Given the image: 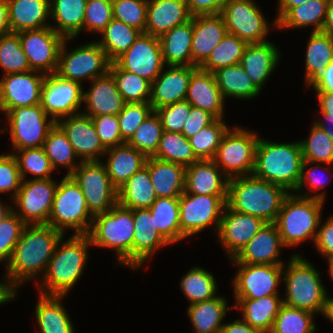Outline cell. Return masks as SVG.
Instances as JSON below:
<instances>
[{"label": "cell", "instance_id": "cell-1", "mask_svg": "<svg viewBox=\"0 0 333 333\" xmlns=\"http://www.w3.org/2000/svg\"><path fill=\"white\" fill-rule=\"evenodd\" d=\"M62 236L64 235L61 232L47 224L24 227L3 277L15 298L20 285L44 275Z\"/></svg>", "mask_w": 333, "mask_h": 333}, {"label": "cell", "instance_id": "cell-6", "mask_svg": "<svg viewBox=\"0 0 333 333\" xmlns=\"http://www.w3.org/2000/svg\"><path fill=\"white\" fill-rule=\"evenodd\" d=\"M325 202L289 193L281 206L275 224L285 247H294L316 238Z\"/></svg>", "mask_w": 333, "mask_h": 333}, {"label": "cell", "instance_id": "cell-43", "mask_svg": "<svg viewBox=\"0 0 333 333\" xmlns=\"http://www.w3.org/2000/svg\"><path fill=\"white\" fill-rule=\"evenodd\" d=\"M305 52V83L308 86L333 59V36L311 32Z\"/></svg>", "mask_w": 333, "mask_h": 333}, {"label": "cell", "instance_id": "cell-60", "mask_svg": "<svg viewBox=\"0 0 333 333\" xmlns=\"http://www.w3.org/2000/svg\"><path fill=\"white\" fill-rule=\"evenodd\" d=\"M152 111L150 102L125 103L123 110L117 115L120 134L125 142L131 139L137 128Z\"/></svg>", "mask_w": 333, "mask_h": 333}, {"label": "cell", "instance_id": "cell-68", "mask_svg": "<svg viewBox=\"0 0 333 333\" xmlns=\"http://www.w3.org/2000/svg\"><path fill=\"white\" fill-rule=\"evenodd\" d=\"M308 87H313L316 92L333 93V59Z\"/></svg>", "mask_w": 333, "mask_h": 333}, {"label": "cell", "instance_id": "cell-75", "mask_svg": "<svg viewBox=\"0 0 333 333\" xmlns=\"http://www.w3.org/2000/svg\"><path fill=\"white\" fill-rule=\"evenodd\" d=\"M314 123L323 129L324 132L327 133L333 141V127H331L333 126V119H319L317 121L314 120Z\"/></svg>", "mask_w": 333, "mask_h": 333}, {"label": "cell", "instance_id": "cell-23", "mask_svg": "<svg viewBox=\"0 0 333 333\" xmlns=\"http://www.w3.org/2000/svg\"><path fill=\"white\" fill-rule=\"evenodd\" d=\"M284 247L276 224L266 223L230 260L233 263L284 265L280 260Z\"/></svg>", "mask_w": 333, "mask_h": 333}, {"label": "cell", "instance_id": "cell-71", "mask_svg": "<svg viewBox=\"0 0 333 333\" xmlns=\"http://www.w3.org/2000/svg\"><path fill=\"white\" fill-rule=\"evenodd\" d=\"M308 0H278V13L275 18V22L273 21L272 25L274 28H277V22L291 9L296 6H299Z\"/></svg>", "mask_w": 333, "mask_h": 333}, {"label": "cell", "instance_id": "cell-17", "mask_svg": "<svg viewBox=\"0 0 333 333\" xmlns=\"http://www.w3.org/2000/svg\"><path fill=\"white\" fill-rule=\"evenodd\" d=\"M238 270L232 281L234 298L259 299L280 295L283 265L234 263Z\"/></svg>", "mask_w": 333, "mask_h": 333}, {"label": "cell", "instance_id": "cell-51", "mask_svg": "<svg viewBox=\"0 0 333 333\" xmlns=\"http://www.w3.org/2000/svg\"><path fill=\"white\" fill-rule=\"evenodd\" d=\"M230 126L223 119H216L212 124L199 130L189 138L193 153L198 160H213L223 136Z\"/></svg>", "mask_w": 333, "mask_h": 333}, {"label": "cell", "instance_id": "cell-65", "mask_svg": "<svg viewBox=\"0 0 333 333\" xmlns=\"http://www.w3.org/2000/svg\"><path fill=\"white\" fill-rule=\"evenodd\" d=\"M216 119L217 118L208 111L191 106L182 134L189 139L202 128L212 124Z\"/></svg>", "mask_w": 333, "mask_h": 333}, {"label": "cell", "instance_id": "cell-66", "mask_svg": "<svg viewBox=\"0 0 333 333\" xmlns=\"http://www.w3.org/2000/svg\"><path fill=\"white\" fill-rule=\"evenodd\" d=\"M322 217L319 222L316 238L314 241V248L318 253L326 257V259L333 257V215L323 223ZM323 223V224H322ZM322 224V225H321Z\"/></svg>", "mask_w": 333, "mask_h": 333}, {"label": "cell", "instance_id": "cell-67", "mask_svg": "<svg viewBox=\"0 0 333 333\" xmlns=\"http://www.w3.org/2000/svg\"><path fill=\"white\" fill-rule=\"evenodd\" d=\"M191 16L220 14L226 0H185Z\"/></svg>", "mask_w": 333, "mask_h": 333}, {"label": "cell", "instance_id": "cell-53", "mask_svg": "<svg viewBox=\"0 0 333 333\" xmlns=\"http://www.w3.org/2000/svg\"><path fill=\"white\" fill-rule=\"evenodd\" d=\"M23 180H26V174L33 176V180L52 178L54 168L46 156L43 147L25 148L18 151H12ZM32 174V175H31Z\"/></svg>", "mask_w": 333, "mask_h": 333}, {"label": "cell", "instance_id": "cell-54", "mask_svg": "<svg viewBox=\"0 0 333 333\" xmlns=\"http://www.w3.org/2000/svg\"><path fill=\"white\" fill-rule=\"evenodd\" d=\"M304 161L333 164V141L314 122L306 140L299 141Z\"/></svg>", "mask_w": 333, "mask_h": 333}, {"label": "cell", "instance_id": "cell-10", "mask_svg": "<svg viewBox=\"0 0 333 333\" xmlns=\"http://www.w3.org/2000/svg\"><path fill=\"white\" fill-rule=\"evenodd\" d=\"M73 40L74 38H65L60 49L56 74L81 84L84 80L92 81L109 72L111 61L96 41L67 51V42Z\"/></svg>", "mask_w": 333, "mask_h": 333}, {"label": "cell", "instance_id": "cell-69", "mask_svg": "<svg viewBox=\"0 0 333 333\" xmlns=\"http://www.w3.org/2000/svg\"><path fill=\"white\" fill-rule=\"evenodd\" d=\"M219 333H261L258 329L246 323L243 319H235L234 322L224 323Z\"/></svg>", "mask_w": 333, "mask_h": 333}, {"label": "cell", "instance_id": "cell-62", "mask_svg": "<svg viewBox=\"0 0 333 333\" xmlns=\"http://www.w3.org/2000/svg\"><path fill=\"white\" fill-rule=\"evenodd\" d=\"M190 108L191 105L185 100L160 107L155 111L160 117L164 131L182 133Z\"/></svg>", "mask_w": 333, "mask_h": 333}, {"label": "cell", "instance_id": "cell-49", "mask_svg": "<svg viewBox=\"0 0 333 333\" xmlns=\"http://www.w3.org/2000/svg\"><path fill=\"white\" fill-rule=\"evenodd\" d=\"M246 46L244 40L226 33L200 68L214 73L219 68L240 64Z\"/></svg>", "mask_w": 333, "mask_h": 333}, {"label": "cell", "instance_id": "cell-18", "mask_svg": "<svg viewBox=\"0 0 333 333\" xmlns=\"http://www.w3.org/2000/svg\"><path fill=\"white\" fill-rule=\"evenodd\" d=\"M18 34L31 70L45 75L55 73L65 38L51 27L25 30Z\"/></svg>", "mask_w": 333, "mask_h": 333}, {"label": "cell", "instance_id": "cell-38", "mask_svg": "<svg viewBox=\"0 0 333 333\" xmlns=\"http://www.w3.org/2000/svg\"><path fill=\"white\" fill-rule=\"evenodd\" d=\"M228 301L224 296H216L213 299L189 305L187 315L191 320L194 333H219L224 325L222 322L227 314Z\"/></svg>", "mask_w": 333, "mask_h": 333}, {"label": "cell", "instance_id": "cell-56", "mask_svg": "<svg viewBox=\"0 0 333 333\" xmlns=\"http://www.w3.org/2000/svg\"><path fill=\"white\" fill-rule=\"evenodd\" d=\"M0 67L3 75L31 70L18 33L10 32L0 37Z\"/></svg>", "mask_w": 333, "mask_h": 333}, {"label": "cell", "instance_id": "cell-4", "mask_svg": "<svg viewBox=\"0 0 333 333\" xmlns=\"http://www.w3.org/2000/svg\"><path fill=\"white\" fill-rule=\"evenodd\" d=\"M282 275L286 287L284 305L324 316L329 295L311 261L294 253L283 265Z\"/></svg>", "mask_w": 333, "mask_h": 333}, {"label": "cell", "instance_id": "cell-35", "mask_svg": "<svg viewBox=\"0 0 333 333\" xmlns=\"http://www.w3.org/2000/svg\"><path fill=\"white\" fill-rule=\"evenodd\" d=\"M193 16L159 37L165 66H192Z\"/></svg>", "mask_w": 333, "mask_h": 333}, {"label": "cell", "instance_id": "cell-58", "mask_svg": "<svg viewBox=\"0 0 333 333\" xmlns=\"http://www.w3.org/2000/svg\"><path fill=\"white\" fill-rule=\"evenodd\" d=\"M113 18L145 33L147 0H112Z\"/></svg>", "mask_w": 333, "mask_h": 333}, {"label": "cell", "instance_id": "cell-74", "mask_svg": "<svg viewBox=\"0 0 333 333\" xmlns=\"http://www.w3.org/2000/svg\"><path fill=\"white\" fill-rule=\"evenodd\" d=\"M15 294L7 287L5 281L0 282V305L12 301Z\"/></svg>", "mask_w": 333, "mask_h": 333}, {"label": "cell", "instance_id": "cell-34", "mask_svg": "<svg viewBox=\"0 0 333 333\" xmlns=\"http://www.w3.org/2000/svg\"><path fill=\"white\" fill-rule=\"evenodd\" d=\"M145 166L148 168L157 198H180L184 193L185 166L154 157H147Z\"/></svg>", "mask_w": 333, "mask_h": 333}, {"label": "cell", "instance_id": "cell-13", "mask_svg": "<svg viewBox=\"0 0 333 333\" xmlns=\"http://www.w3.org/2000/svg\"><path fill=\"white\" fill-rule=\"evenodd\" d=\"M227 196L183 193L179 198L181 240L201 233L208 227L219 229Z\"/></svg>", "mask_w": 333, "mask_h": 333}, {"label": "cell", "instance_id": "cell-16", "mask_svg": "<svg viewBox=\"0 0 333 333\" xmlns=\"http://www.w3.org/2000/svg\"><path fill=\"white\" fill-rule=\"evenodd\" d=\"M83 92L82 84L64 79L56 73L48 74L42 84L40 105L57 122L81 113Z\"/></svg>", "mask_w": 333, "mask_h": 333}, {"label": "cell", "instance_id": "cell-41", "mask_svg": "<svg viewBox=\"0 0 333 333\" xmlns=\"http://www.w3.org/2000/svg\"><path fill=\"white\" fill-rule=\"evenodd\" d=\"M213 74L224 100L227 97L253 99L261 92L240 64L219 68Z\"/></svg>", "mask_w": 333, "mask_h": 333}, {"label": "cell", "instance_id": "cell-39", "mask_svg": "<svg viewBox=\"0 0 333 333\" xmlns=\"http://www.w3.org/2000/svg\"><path fill=\"white\" fill-rule=\"evenodd\" d=\"M87 0H50L51 28L64 38H75L83 30Z\"/></svg>", "mask_w": 333, "mask_h": 333}, {"label": "cell", "instance_id": "cell-8", "mask_svg": "<svg viewBox=\"0 0 333 333\" xmlns=\"http://www.w3.org/2000/svg\"><path fill=\"white\" fill-rule=\"evenodd\" d=\"M59 182L47 225L63 235L69 228L74 230V235L89 234L94 217L87 208L81 188L70 175H65Z\"/></svg>", "mask_w": 333, "mask_h": 333}, {"label": "cell", "instance_id": "cell-63", "mask_svg": "<svg viewBox=\"0 0 333 333\" xmlns=\"http://www.w3.org/2000/svg\"><path fill=\"white\" fill-rule=\"evenodd\" d=\"M22 180L17 161L12 153L0 154V194L11 192L10 199L12 200L18 192Z\"/></svg>", "mask_w": 333, "mask_h": 333}, {"label": "cell", "instance_id": "cell-37", "mask_svg": "<svg viewBox=\"0 0 333 333\" xmlns=\"http://www.w3.org/2000/svg\"><path fill=\"white\" fill-rule=\"evenodd\" d=\"M35 306V318L39 333H75L72 320L62 304L65 295L39 293Z\"/></svg>", "mask_w": 333, "mask_h": 333}, {"label": "cell", "instance_id": "cell-52", "mask_svg": "<svg viewBox=\"0 0 333 333\" xmlns=\"http://www.w3.org/2000/svg\"><path fill=\"white\" fill-rule=\"evenodd\" d=\"M315 314L282 305L269 333H316Z\"/></svg>", "mask_w": 333, "mask_h": 333}, {"label": "cell", "instance_id": "cell-3", "mask_svg": "<svg viewBox=\"0 0 333 333\" xmlns=\"http://www.w3.org/2000/svg\"><path fill=\"white\" fill-rule=\"evenodd\" d=\"M289 193L284 187L254 175L235 177L229 179L226 205L233 211L275 223Z\"/></svg>", "mask_w": 333, "mask_h": 333}, {"label": "cell", "instance_id": "cell-45", "mask_svg": "<svg viewBox=\"0 0 333 333\" xmlns=\"http://www.w3.org/2000/svg\"><path fill=\"white\" fill-rule=\"evenodd\" d=\"M43 148L54 170L61 166L67 168L66 175H70L81 163V161L76 162L79 158L67 135L57 123L50 129Z\"/></svg>", "mask_w": 333, "mask_h": 333}, {"label": "cell", "instance_id": "cell-46", "mask_svg": "<svg viewBox=\"0 0 333 333\" xmlns=\"http://www.w3.org/2000/svg\"><path fill=\"white\" fill-rule=\"evenodd\" d=\"M140 33L136 28L113 18L100 33L101 40L96 42L106 52L108 59L114 62L130 48Z\"/></svg>", "mask_w": 333, "mask_h": 333}, {"label": "cell", "instance_id": "cell-7", "mask_svg": "<svg viewBox=\"0 0 333 333\" xmlns=\"http://www.w3.org/2000/svg\"><path fill=\"white\" fill-rule=\"evenodd\" d=\"M134 232L133 210L117 203L109 211L93 218L88 235L93 247L115 250L116 264L132 269Z\"/></svg>", "mask_w": 333, "mask_h": 333}, {"label": "cell", "instance_id": "cell-50", "mask_svg": "<svg viewBox=\"0 0 333 333\" xmlns=\"http://www.w3.org/2000/svg\"><path fill=\"white\" fill-rule=\"evenodd\" d=\"M109 72L115 78L118 91L125 103L149 102L151 82L134 73L122 70L115 62H111Z\"/></svg>", "mask_w": 333, "mask_h": 333}, {"label": "cell", "instance_id": "cell-21", "mask_svg": "<svg viewBox=\"0 0 333 333\" xmlns=\"http://www.w3.org/2000/svg\"><path fill=\"white\" fill-rule=\"evenodd\" d=\"M265 224L259 217L233 211L225 205L216 236L228 259H233Z\"/></svg>", "mask_w": 333, "mask_h": 333}, {"label": "cell", "instance_id": "cell-5", "mask_svg": "<svg viewBox=\"0 0 333 333\" xmlns=\"http://www.w3.org/2000/svg\"><path fill=\"white\" fill-rule=\"evenodd\" d=\"M303 161L299 141L277 143L260 137L252 175L291 193L299 184Z\"/></svg>", "mask_w": 333, "mask_h": 333}, {"label": "cell", "instance_id": "cell-9", "mask_svg": "<svg viewBox=\"0 0 333 333\" xmlns=\"http://www.w3.org/2000/svg\"><path fill=\"white\" fill-rule=\"evenodd\" d=\"M259 137L243 127L230 128L223 136L213 158L229 178L252 175Z\"/></svg>", "mask_w": 333, "mask_h": 333}, {"label": "cell", "instance_id": "cell-64", "mask_svg": "<svg viewBox=\"0 0 333 333\" xmlns=\"http://www.w3.org/2000/svg\"><path fill=\"white\" fill-rule=\"evenodd\" d=\"M92 122L101 143L106 149L126 143L120 134L117 115L94 116Z\"/></svg>", "mask_w": 333, "mask_h": 333}, {"label": "cell", "instance_id": "cell-12", "mask_svg": "<svg viewBox=\"0 0 333 333\" xmlns=\"http://www.w3.org/2000/svg\"><path fill=\"white\" fill-rule=\"evenodd\" d=\"M70 176L81 188L93 217L109 211L118 203V190L109 179L102 161L81 162Z\"/></svg>", "mask_w": 333, "mask_h": 333}, {"label": "cell", "instance_id": "cell-40", "mask_svg": "<svg viewBox=\"0 0 333 333\" xmlns=\"http://www.w3.org/2000/svg\"><path fill=\"white\" fill-rule=\"evenodd\" d=\"M156 199L157 195L146 166L118 189V204L128 209H149Z\"/></svg>", "mask_w": 333, "mask_h": 333}, {"label": "cell", "instance_id": "cell-30", "mask_svg": "<svg viewBox=\"0 0 333 333\" xmlns=\"http://www.w3.org/2000/svg\"><path fill=\"white\" fill-rule=\"evenodd\" d=\"M280 56V51L273 42L247 44L240 65L261 91L276 70Z\"/></svg>", "mask_w": 333, "mask_h": 333}, {"label": "cell", "instance_id": "cell-26", "mask_svg": "<svg viewBox=\"0 0 333 333\" xmlns=\"http://www.w3.org/2000/svg\"><path fill=\"white\" fill-rule=\"evenodd\" d=\"M91 82V87L83 92L84 115L94 117L101 115H118L125 105L122 95L118 91L113 75L108 72Z\"/></svg>", "mask_w": 333, "mask_h": 333}, {"label": "cell", "instance_id": "cell-11", "mask_svg": "<svg viewBox=\"0 0 333 333\" xmlns=\"http://www.w3.org/2000/svg\"><path fill=\"white\" fill-rule=\"evenodd\" d=\"M6 121L9 128L0 129V132L9 129L12 149L18 151L25 148L43 147L50 129L56 121L49 118L40 104L30 107H18L8 110ZM49 118V119H48Z\"/></svg>", "mask_w": 333, "mask_h": 333}, {"label": "cell", "instance_id": "cell-20", "mask_svg": "<svg viewBox=\"0 0 333 333\" xmlns=\"http://www.w3.org/2000/svg\"><path fill=\"white\" fill-rule=\"evenodd\" d=\"M40 73V74H39ZM45 74L30 70L2 75L0 79V112L40 104Z\"/></svg>", "mask_w": 333, "mask_h": 333}, {"label": "cell", "instance_id": "cell-73", "mask_svg": "<svg viewBox=\"0 0 333 333\" xmlns=\"http://www.w3.org/2000/svg\"><path fill=\"white\" fill-rule=\"evenodd\" d=\"M321 32L333 36V0L328 3L326 18Z\"/></svg>", "mask_w": 333, "mask_h": 333}, {"label": "cell", "instance_id": "cell-2", "mask_svg": "<svg viewBox=\"0 0 333 333\" xmlns=\"http://www.w3.org/2000/svg\"><path fill=\"white\" fill-rule=\"evenodd\" d=\"M63 237L57 243L41 282H36L40 294L66 296L84 273L88 250L92 246L89 235L73 234L65 241Z\"/></svg>", "mask_w": 333, "mask_h": 333}, {"label": "cell", "instance_id": "cell-25", "mask_svg": "<svg viewBox=\"0 0 333 333\" xmlns=\"http://www.w3.org/2000/svg\"><path fill=\"white\" fill-rule=\"evenodd\" d=\"M133 221L132 269L136 270L142 268L156 250L170 244L157 231L149 209L133 210Z\"/></svg>", "mask_w": 333, "mask_h": 333}, {"label": "cell", "instance_id": "cell-78", "mask_svg": "<svg viewBox=\"0 0 333 333\" xmlns=\"http://www.w3.org/2000/svg\"><path fill=\"white\" fill-rule=\"evenodd\" d=\"M328 262V274L330 275V278L333 280V257H330L326 259Z\"/></svg>", "mask_w": 333, "mask_h": 333}, {"label": "cell", "instance_id": "cell-15", "mask_svg": "<svg viewBox=\"0 0 333 333\" xmlns=\"http://www.w3.org/2000/svg\"><path fill=\"white\" fill-rule=\"evenodd\" d=\"M220 15L227 33L237 36L247 44L269 41L266 37L270 24L253 0H226Z\"/></svg>", "mask_w": 333, "mask_h": 333}, {"label": "cell", "instance_id": "cell-59", "mask_svg": "<svg viewBox=\"0 0 333 333\" xmlns=\"http://www.w3.org/2000/svg\"><path fill=\"white\" fill-rule=\"evenodd\" d=\"M26 224L12 210L0 221V263L6 266Z\"/></svg>", "mask_w": 333, "mask_h": 333}, {"label": "cell", "instance_id": "cell-72", "mask_svg": "<svg viewBox=\"0 0 333 333\" xmlns=\"http://www.w3.org/2000/svg\"><path fill=\"white\" fill-rule=\"evenodd\" d=\"M10 32L8 2L7 0H0V37Z\"/></svg>", "mask_w": 333, "mask_h": 333}, {"label": "cell", "instance_id": "cell-57", "mask_svg": "<svg viewBox=\"0 0 333 333\" xmlns=\"http://www.w3.org/2000/svg\"><path fill=\"white\" fill-rule=\"evenodd\" d=\"M325 166H327V167H325ZM330 167L332 168V164H323L322 163V165H321V163H316V162L312 163L310 161H303L300 181L293 193H296L297 195H300L302 197L317 199V200H321L324 202L325 198H326V196H325L326 193L324 191L322 193L320 191H319V193H316V192L328 184V182L325 181V179H327V178L326 177L324 178V176H327L326 174H324V171H325V173H328ZM319 169H320V172H323L322 175L320 174ZM305 185H307V187L309 188V192H306V193L302 192ZM314 191H315V193H314ZM300 192H302V193H300Z\"/></svg>", "mask_w": 333, "mask_h": 333}, {"label": "cell", "instance_id": "cell-48", "mask_svg": "<svg viewBox=\"0 0 333 333\" xmlns=\"http://www.w3.org/2000/svg\"><path fill=\"white\" fill-rule=\"evenodd\" d=\"M156 159L181 164L185 167L198 161L189 139L182 133L163 131L155 155Z\"/></svg>", "mask_w": 333, "mask_h": 333}, {"label": "cell", "instance_id": "cell-47", "mask_svg": "<svg viewBox=\"0 0 333 333\" xmlns=\"http://www.w3.org/2000/svg\"><path fill=\"white\" fill-rule=\"evenodd\" d=\"M217 288L213 274L200 266L192 267L180 280V290L188 299L189 305L218 296Z\"/></svg>", "mask_w": 333, "mask_h": 333}, {"label": "cell", "instance_id": "cell-55", "mask_svg": "<svg viewBox=\"0 0 333 333\" xmlns=\"http://www.w3.org/2000/svg\"><path fill=\"white\" fill-rule=\"evenodd\" d=\"M163 131L160 117L156 111H152L127 143L142 152L146 157H153Z\"/></svg>", "mask_w": 333, "mask_h": 333}, {"label": "cell", "instance_id": "cell-24", "mask_svg": "<svg viewBox=\"0 0 333 333\" xmlns=\"http://www.w3.org/2000/svg\"><path fill=\"white\" fill-rule=\"evenodd\" d=\"M197 67L168 66L151 83L150 104L153 111L156 109L185 101L192 72Z\"/></svg>", "mask_w": 333, "mask_h": 333}, {"label": "cell", "instance_id": "cell-44", "mask_svg": "<svg viewBox=\"0 0 333 333\" xmlns=\"http://www.w3.org/2000/svg\"><path fill=\"white\" fill-rule=\"evenodd\" d=\"M149 210L160 235L169 244L179 242L181 240L179 198H157Z\"/></svg>", "mask_w": 333, "mask_h": 333}, {"label": "cell", "instance_id": "cell-77", "mask_svg": "<svg viewBox=\"0 0 333 333\" xmlns=\"http://www.w3.org/2000/svg\"><path fill=\"white\" fill-rule=\"evenodd\" d=\"M12 203L4 205L0 200V221L12 211Z\"/></svg>", "mask_w": 333, "mask_h": 333}, {"label": "cell", "instance_id": "cell-36", "mask_svg": "<svg viewBox=\"0 0 333 333\" xmlns=\"http://www.w3.org/2000/svg\"><path fill=\"white\" fill-rule=\"evenodd\" d=\"M280 295H268L259 299L234 298L233 309L242 311V319L258 329L261 333H269L273 322L283 305Z\"/></svg>", "mask_w": 333, "mask_h": 333}, {"label": "cell", "instance_id": "cell-42", "mask_svg": "<svg viewBox=\"0 0 333 333\" xmlns=\"http://www.w3.org/2000/svg\"><path fill=\"white\" fill-rule=\"evenodd\" d=\"M330 0H308L291 8L278 22L277 29H296L312 26L311 32H321Z\"/></svg>", "mask_w": 333, "mask_h": 333}, {"label": "cell", "instance_id": "cell-22", "mask_svg": "<svg viewBox=\"0 0 333 333\" xmlns=\"http://www.w3.org/2000/svg\"><path fill=\"white\" fill-rule=\"evenodd\" d=\"M56 123L67 135L79 161H101L107 149L99 139L92 117L79 113L61 118Z\"/></svg>", "mask_w": 333, "mask_h": 333}, {"label": "cell", "instance_id": "cell-29", "mask_svg": "<svg viewBox=\"0 0 333 333\" xmlns=\"http://www.w3.org/2000/svg\"><path fill=\"white\" fill-rule=\"evenodd\" d=\"M226 33L220 14L193 16L192 67H200Z\"/></svg>", "mask_w": 333, "mask_h": 333}, {"label": "cell", "instance_id": "cell-70", "mask_svg": "<svg viewBox=\"0 0 333 333\" xmlns=\"http://www.w3.org/2000/svg\"><path fill=\"white\" fill-rule=\"evenodd\" d=\"M322 119H333V93L316 92Z\"/></svg>", "mask_w": 333, "mask_h": 333}, {"label": "cell", "instance_id": "cell-28", "mask_svg": "<svg viewBox=\"0 0 333 333\" xmlns=\"http://www.w3.org/2000/svg\"><path fill=\"white\" fill-rule=\"evenodd\" d=\"M185 100L191 106L208 111L217 119H223L225 100L213 73L197 67L191 74Z\"/></svg>", "mask_w": 333, "mask_h": 333}, {"label": "cell", "instance_id": "cell-33", "mask_svg": "<svg viewBox=\"0 0 333 333\" xmlns=\"http://www.w3.org/2000/svg\"><path fill=\"white\" fill-rule=\"evenodd\" d=\"M10 30L18 33L50 27V0H7Z\"/></svg>", "mask_w": 333, "mask_h": 333}, {"label": "cell", "instance_id": "cell-31", "mask_svg": "<svg viewBox=\"0 0 333 333\" xmlns=\"http://www.w3.org/2000/svg\"><path fill=\"white\" fill-rule=\"evenodd\" d=\"M191 17L185 0H147L145 33L160 37Z\"/></svg>", "mask_w": 333, "mask_h": 333}, {"label": "cell", "instance_id": "cell-27", "mask_svg": "<svg viewBox=\"0 0 333 333\" xmlns=\"http://www.w3.org/2000/svg\"><path fill=\"white\" fill-rule=\"evenodd\" d=\"M229 178L213 160H198L185 170V193L228 196Z\"/></svg>", "mask_w": 333, "mask_h": 333}, {"label": "cell", "instance_id": "cell-61", "mask_svg": "<svg viewBox=\"0 0 333 333\" xmlns=\"http://www.w3.org/2000/svg\"><path fill=\"white\" fill-rule=\"evenodd\" d=\"M112 19V0H87L83 30L99 34Z\"/></svg>", "mask_w": 333, "mask_h": 333}, {"label": "cell", "instance_id": "cell-32", "mask_svg": "<svg viewBox=\"0 0 333 333\" xmlns=\"http://www.w3.org/2000/svg\"><path fill=\"white\" fill-rule=\"evenodd\" d=\"M107 156V157H106ZM103 157L107 158L105 165L109 179L118 190L137 171L145 166L147 157L127 142L108 148Z\"/></svg>", "mask_w": 333, "mask_h": 333}, {"label": "cell", "instance_id": "cell-19", "mask_svg": "<svg viewBox=\"0 0 333 333\" xmlns=\"http://www.w3.org/2000/svg\"><path fill=\"white\" fill-rule=\"evenodd\" d=\"M114 62L122 70L139 75L152 83L165 66L159 37L140 33L130 48Z\"/></svg>", "mask_w": 333, "mask_h": 333}, {"label": "cell", "instance_id": "cell-76", "mask_svg": "<svg viewBox=\"0 0 333 333\" xmlns=\"http://www.w3.org/2000/svg\"><path fill=\"white\" fill-rule=\"evenodd\" d=\"M324 317L333 323V298L329 297Z\"/></svg>", "mask_w": 333, "mask_h": 333}, {"label": "cell", "instance_id": "cell-14", "mask_svg": "<svg viewBox=\"0 0 333 333\" xmlns=\"http://www.w3.org/2000/svg\"><path fill=\"white\" fill-rule=\"evenodd\" d=\"M57 185L53 178L22 180L12 210L26 225L48 224Z\"/></svg>", "mask_w": 333, "mask_h": 333}]
</instances>
